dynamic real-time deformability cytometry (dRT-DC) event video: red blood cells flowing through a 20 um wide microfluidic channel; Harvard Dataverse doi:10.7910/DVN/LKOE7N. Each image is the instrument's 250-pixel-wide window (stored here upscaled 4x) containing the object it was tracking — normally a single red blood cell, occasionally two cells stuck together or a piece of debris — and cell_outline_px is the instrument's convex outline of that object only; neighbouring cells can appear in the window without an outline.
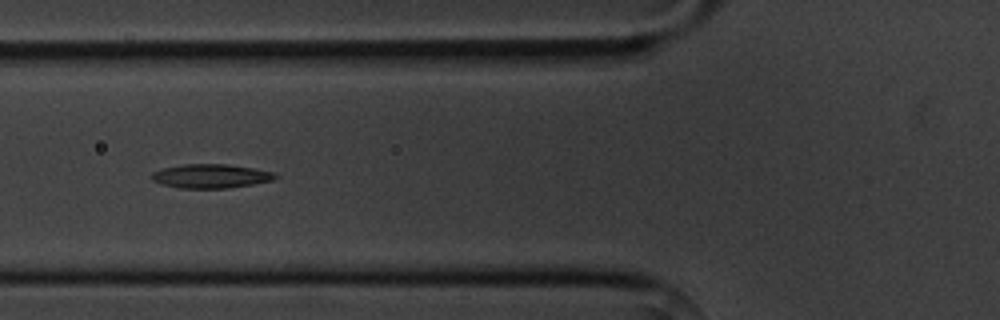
{"species": "common noctule bat (a hibernating species)", "species_latin": "Nyctalus noctula", "temperature_condition": "cold", "stored_images_in_passage": 7, "camera_frame_rate_fps": 3000, "um_per_image_px": 0.085, "animal": {"sex": "male", "body_mass_g": 20.1, "forearm_length_mm": 53.5}, "frame": {"image": 1, "passage_image": 5, "time_ms": 4.667, "image_size_px": [1000, 320], "cell_outline_px": [[280, 176], [272, 180], [252, 184], [224, 188], [180, 188], [160, 184], [152, 180], [148, 176], [152, 172], [164, 168], [184, 164], [228, 164], [276, 172]], "centroid_in_image_um": [17.9, 14.96], "position_along_channel_um": 107.9, "area_um2": 17.34}}
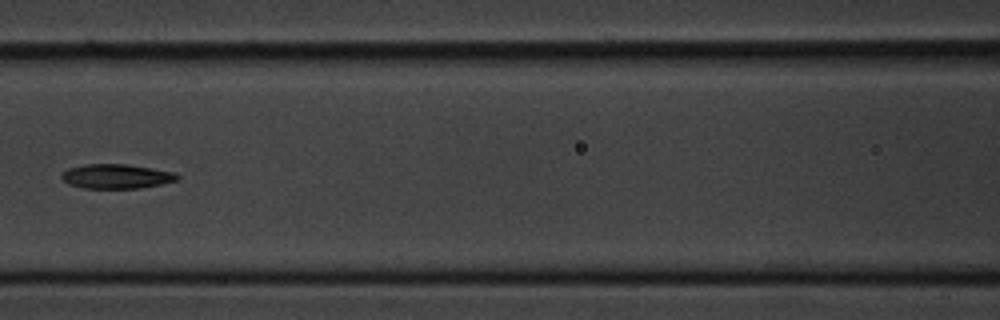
{"frame": {"image": 2, "passage_image": 6, "time_ms": 6.0, "image_size_px": [1000, 320], "cell_outline_px": [[180, 180], [140, 188], [84, 188], [68, 184], [60, 176], [68, 168], [84, 164], [128, 164], [176, 172], [180, 176]], "centroid_in_image_um": [9.93, 14.98], "position_along_channel_um": 156.7, "area_um2": 16.59}}
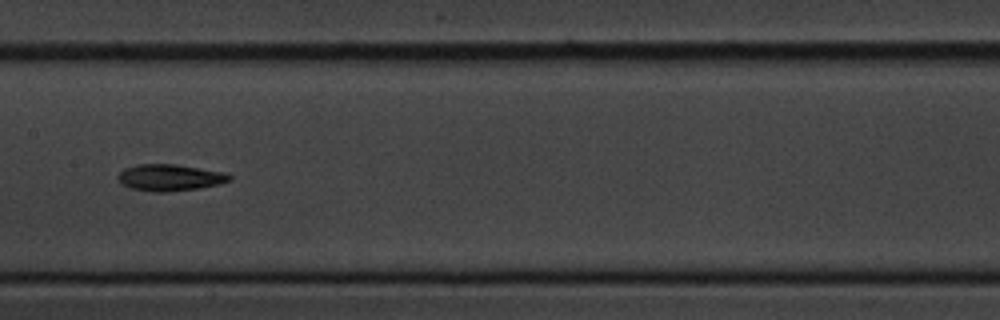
{"frame": {"image": 3, "passage_image": 7, "time_ms": 7.0, "image_size_px": [1000, 320], "cell_outline_px": [[232, 180], [220, 184], [200, 188], [164, 192], [152, 192], [132, 188], [120, 184], [116, 176], [124, 168], [136, 164], [176, 164], [220, 172], [232, 176]], "centroid_in_image_um": [14.39, 15.1], "position_along_channel_um": 193.0, "area_um2": 17.28}}